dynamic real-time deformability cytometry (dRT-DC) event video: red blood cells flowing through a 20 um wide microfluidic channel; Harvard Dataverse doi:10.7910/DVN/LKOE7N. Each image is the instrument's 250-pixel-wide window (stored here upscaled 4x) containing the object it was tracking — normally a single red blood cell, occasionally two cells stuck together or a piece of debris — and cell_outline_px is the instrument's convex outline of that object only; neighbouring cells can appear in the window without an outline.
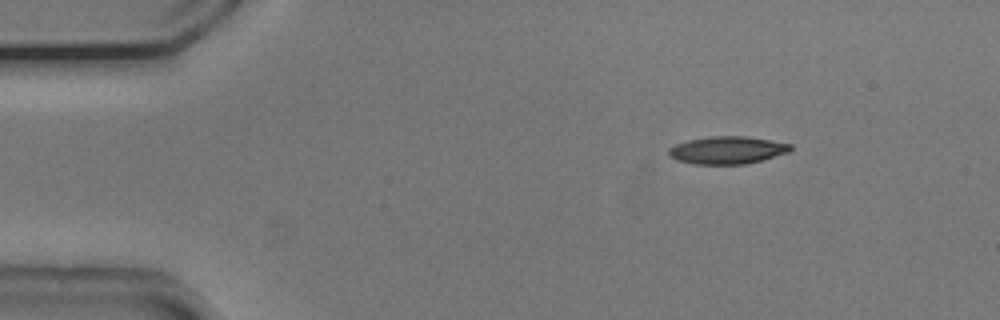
{"species": "common noctule bat (a hibernating species)", "species_latin": "Nyctalus noctula", "temperature_condition": "cold", "stored_images_in_passage": 47, "camera_frame_rate_fps": 3000, "um_per_image_px": 0.085, "animal": {"sex": "male", "body_mass_g": 20.5, "forearm_length_mm": 52.5}, "frame": {"image": 1, "passage_image": 1, "time_ms": 0.0, "image_size_px": [1000, 320], "cell_outline_px": [[792, 148], [788, 152], [760, 160], [744, 164], [692, 164], [676, 160], [668, 156], [668, 148], [676, 144], [688, 140], [708, 136], [748, 136], [792, 144]], "centroid_in_image_um": [61.77, 12.75], "position_along_channel_um": 23.2, "area_um2": 19.59}}
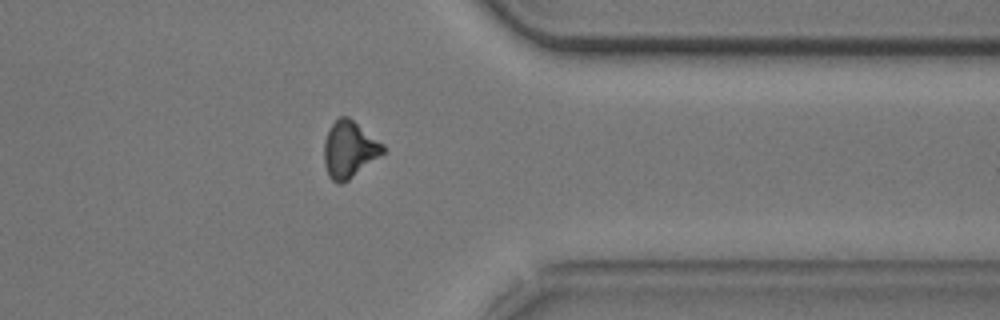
{"frame": {"image": 2, "passage_image": 36, "time_ms": 11.667, "image_size_px": [1000, 320], "cell_outline_px": [[384, 152], [348, 180], [340, 184], [336, 184], [328, 176], [324, 164], [324, 140], [332, 124], [340, 116], [348, 116], [384, 144]], "centroid_in_image_um": [29.66, 12.71], "position_along_channel_um": 381.7, "area_um2": 19.25}}
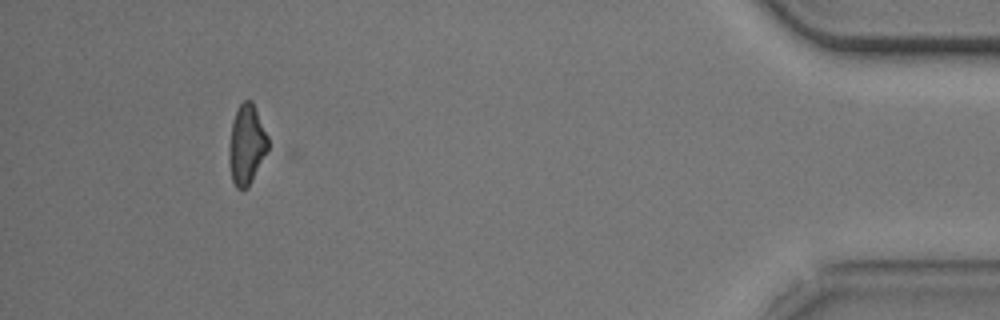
{"frame": {"image": 3, "passage_image": 43, "time_ms": 14.0, "image_size_px": [1000, 320], "cell_outline_px": [[268, 148], [248, 188], [236, 188], [232, 180], [228, 160], [228, 144], [232, 120], [240, 104], [244, 100], [252, 100], [268, 136]], "centroid_in_image_um": [20.93, 12.28], "position_along_channel_um": 414.3, "area_um2": 18.15}, "authors_computed_cell_mechanics": {"area_um2": 19.5942, "velocity_mm_per_s": 3.7614, "shape_relaxation_time_tau1_ms": 5.5279, "shape_relaxation_time_tau2_ms": 7.4797, "deformation_change_tau1": 0.1699, "deformation_change_tau2": 0.1923}}